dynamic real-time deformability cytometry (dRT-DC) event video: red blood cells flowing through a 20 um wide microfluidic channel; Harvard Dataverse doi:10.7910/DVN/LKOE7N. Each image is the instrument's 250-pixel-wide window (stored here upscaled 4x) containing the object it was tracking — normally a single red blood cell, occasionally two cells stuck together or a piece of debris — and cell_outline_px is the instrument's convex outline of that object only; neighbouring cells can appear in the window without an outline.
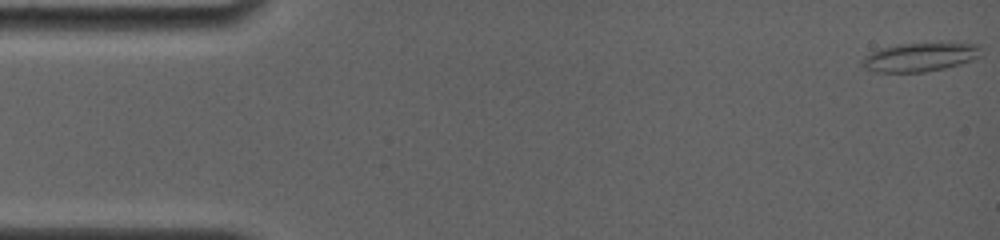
{"species": "common noctule bat (a hibernating species)", "species_latin": "Nyctalus noctula", "temperature_condition": "room temperature", "stored_images_in_passage": 64, "camera_frame_rate_fps": 4000, "um_per_image_px": 0.085, "animal": {"sex": "female", "body_mass_g": 19.0, "forearm_length_mm": 56.7}, "frame": {"image": 1, "passage_image": 1, "time_ms": 0.0, "image_size_px": [1000, 240], "cell_outline_px": [[976, 48], [968, 60], [956, 64], [940, 68], [920, 72], [880, 72], [868, 68], [864, 64], [864, 60], [872, 52], [884, 48], [900, 44], [968, 44]], "centroid_in_image_um": [78.02, 4.87], "position_along_channel_um": 7.0, "area_um2": 17.86}}
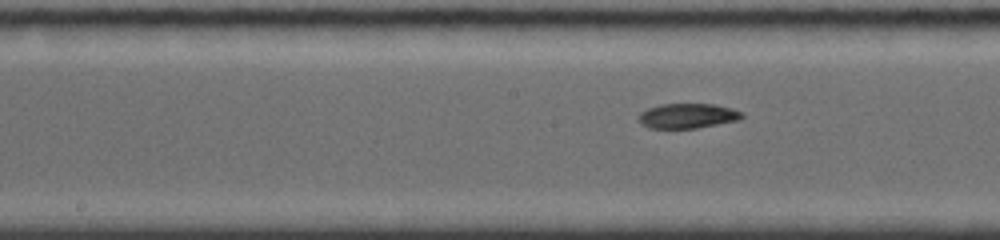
{"frame": {"image": 2, "passage_image": 38, "time_ms": 8.0, "image_size_px": [1000, 240], "cell_outline_px": [[744, 116], [740, 120], [696, 128], [648, 128], [640, 124], [636, 116], [640, 112], [648, 108], [660, 104], [716, 104], [732, 108], [740, 112]], "centroid_in_image_um": [58.4, 9.85], "position_along_channel_um": 189.8, "area_um2": 15.14}}
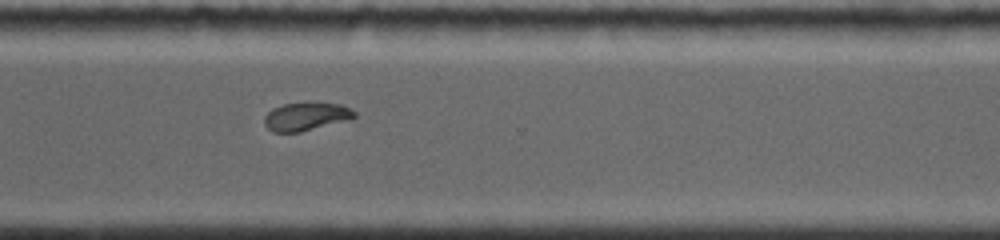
{"frame": {"image": 3, "passage_image": 63, "time_ms": 12.0, "image_size_px": [1000, 240], "cell_outline_px": [[356, 116], [352, 120], [300, 132], [272, 132], [264, 124], [264, 116], [272, 108], [284, 104], [304, 100], [308, 100], [340, 104], [356, 112]], "centroid_in_image_um": [26.04, 9.87], "position_along_channel_um": 344.6, "area_um2": 15.49}}